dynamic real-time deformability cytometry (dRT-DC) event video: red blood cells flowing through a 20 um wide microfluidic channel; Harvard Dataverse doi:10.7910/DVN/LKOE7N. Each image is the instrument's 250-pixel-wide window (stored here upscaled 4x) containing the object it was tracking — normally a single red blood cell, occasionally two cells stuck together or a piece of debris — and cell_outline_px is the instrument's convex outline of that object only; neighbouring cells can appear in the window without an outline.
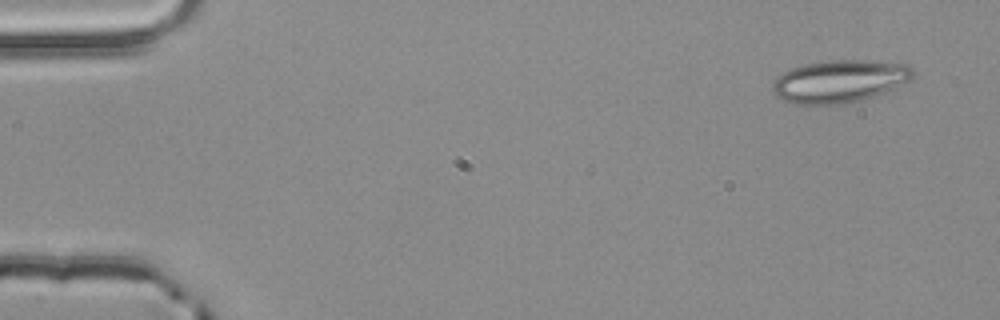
{"species": "common noctule bat (a hibernating species)", "species_latin": "Nyctalus noctula", "temperature_condition": "room temperature", "stored_images_in_passage": 4, "camera_frame_rate_fps": 3000, "um_per_image_px": 0.085, "animal": {"sex": "male", "body_mass_g": 20.4}, "frame": {"image": 1, "passage_image": 1, "time_ms": 0.0, "image_size_px": [1000, 320], "cell_outline_px": [[916, 72], [912, 80], [884, 92], [872, 96], [856, 100], [836, 104], [792, 104], [780, 100], [772, 92], [772, 84], [784, 72], [792, 68], [804, 64], [828, 60], [872, 60], [908, 64]], "centroid_in_image_um": [71.38, 6.89], "position_along_channel_um": 13.6, "area_um2": 34.85}}